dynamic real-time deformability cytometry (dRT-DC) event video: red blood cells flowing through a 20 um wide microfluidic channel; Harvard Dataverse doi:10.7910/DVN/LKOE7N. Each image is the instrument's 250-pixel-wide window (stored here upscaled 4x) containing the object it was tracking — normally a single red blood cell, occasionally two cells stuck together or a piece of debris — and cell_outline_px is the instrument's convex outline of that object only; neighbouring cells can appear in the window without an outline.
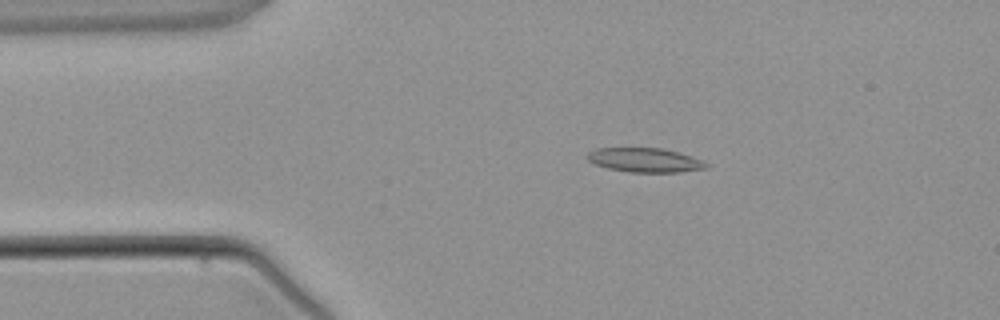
{"species": "common noctule bat (a hibernating species)", "species_latin": "Nyctalus noctula", "temperature_condition": "warm", "stored_images_in_passage": 3, "camera_frame_rate_fps": 3000, "um_per_image_px": 0.085, "animal": {"sex": "male", "body_mass_g": 21.5, "forearm_length_mm": 52.0}, "frame": {"image": 1, "passage_image": 1, "time_ms": 0.0, "image_size_px": [1000, 320], "cell_outline_px": [[708, 168], [680, 172], [628, 172], [608, 168], [596, 164], [588, 160], [588, 152], [596, 148], [660, 148], [676, 152], [700, 160], [708, 164]], "centroid_in_image_um": [54.79, 13.61], "position_along_channel_um": 30.2, "area_um2": 16.47}}